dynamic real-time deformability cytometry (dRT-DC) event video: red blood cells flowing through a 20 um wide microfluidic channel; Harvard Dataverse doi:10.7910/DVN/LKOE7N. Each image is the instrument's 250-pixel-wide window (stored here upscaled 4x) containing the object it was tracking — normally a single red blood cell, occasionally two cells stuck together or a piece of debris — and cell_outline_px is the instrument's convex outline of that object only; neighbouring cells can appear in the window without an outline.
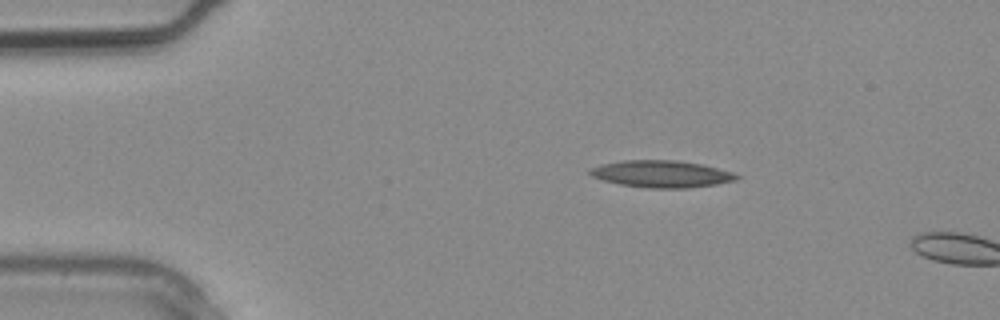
{"species": "common noctule bat (a hibernating species)", "species_latin": "Nyctalus noctula", "temperature_condition": "warm", "stored_images_in_passage": 2, "camera_frame_rate_fps": 3000, "um_per_image_px": 0.085, "animal": {"sex": "male", "body_mass_g": 20.4}, "frame": {"image": 1, "passage_image": 2, "time_ms": 0.333, "image_size_px": [1000, 320], "cell_outline_px": [[740, 176], [736, 180], [716, 184], [688, 188], [644, 188], [620, 184], [604, 180], [592, 176], [588, 172], [588, 168], [600, 164], [620, 160], [676, 160], [700, 164], [732, 172]], "centroid_in_image_um": [56.17, 14.78], "position_along_channel_um": 28.8, "area_um2": 23.06}}